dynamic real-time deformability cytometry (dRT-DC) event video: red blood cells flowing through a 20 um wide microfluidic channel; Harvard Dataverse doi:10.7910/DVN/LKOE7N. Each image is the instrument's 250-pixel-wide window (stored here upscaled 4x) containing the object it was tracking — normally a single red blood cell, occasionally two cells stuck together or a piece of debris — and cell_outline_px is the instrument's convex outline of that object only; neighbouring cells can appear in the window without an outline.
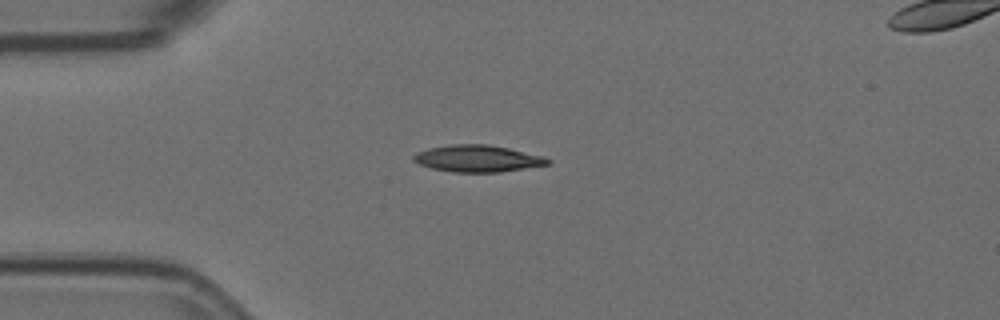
{"species": "Egyptian fruit bat (a non-hibernating species)", "species_latin": "Rousettus aegyptiacus", "temperature_condition": "room temperature", "stored_images_in_passage": 9, "camera_frame_rate_fps": 3000, "um_per_image_px": 0.085, "animal": {"sex": "female"}, "frame": {"image": 1, "passage_image": 4, "time_ms": 1.0, "image_size_px": [1000, 320], "cell_outline_px": [[552, 164], [500, 172], [452, 172], [432, 168], [420, 164], [412, 160], [412, 156], [416, 152], [428, 148], [452, 144], [488, 144], [508, 148], [544, 156], [552, 160]], "centroid_in_image_um": [40.61, 13.47], "position_along_channel_um": 44.4, "area_um2": 21.1}}
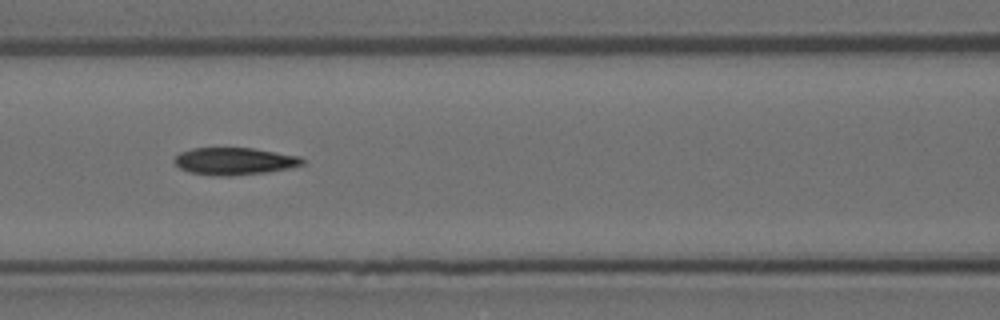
{"frame": {"image": 2, "passage_image": 7, "time_ms": 2.0, "image_size_px": [1000, 320], "cell_outline_px": [[304, 164], [288, 168], [264, 172], [232, 176], [216, 176], [188, 172], [180, 168], [172, 160], [180, 152], [192, 148], [252, 148], [300, 156], [304, 160]], "centroid_in_image_um": [19.89, 13.7], "position_along_channel_um": 146.7, "area_um2": 20.29}}
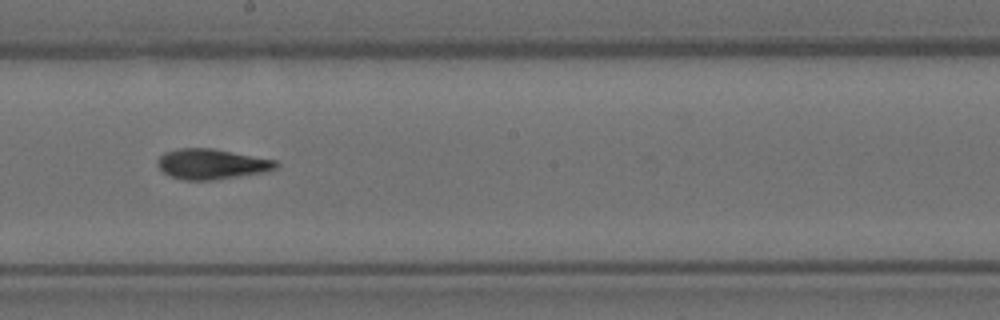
{"frame": {"image": 3, "passage_image": 9, "time_ms": 2.667, "image_size_px": [1000, 320], "cell_outline_px": [[280, 164], [276, 168], [264, 172], [240, 176], [212, 180], [184, 180], [172, 176], [164, 172], [156, 164], [156, 160], [164, 152], [180, 148], [212, 148], [276, 160]], "centroid_in_image_um": [17.98, 13.94], "position_along_channel_um": 230.2, "area_um2": 20.87}}